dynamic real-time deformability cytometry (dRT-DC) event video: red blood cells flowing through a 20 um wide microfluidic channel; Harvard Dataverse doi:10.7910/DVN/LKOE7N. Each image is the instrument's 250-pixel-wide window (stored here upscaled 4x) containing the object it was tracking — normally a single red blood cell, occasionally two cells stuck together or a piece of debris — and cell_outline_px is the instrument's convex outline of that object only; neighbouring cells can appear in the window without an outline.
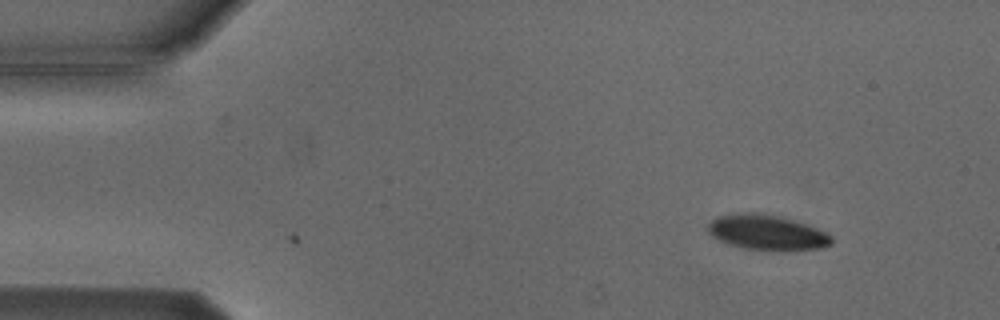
{"species": "Egyptian fruit bat (a non-hibernating species)", "species_latin": "Rousettus aegyptiacus", "temperature_condition": "cold", "stored_images_in_passage": 2, "camera_frame_rate_fps": 3000, "um_per_image_px": 0.085, "animal": {"sex": "male"}, "frame": {"image": 1, "passage_image": 2, "time_ms": 1.0, "image_size_px": [1000, 320], "cell_outline_px": [[832, 244], [820, 248], [796, 252], [776, 252], [744, 248], [728, 244], [712, 236], [708, 232], [708, 224], [716, 216], [736, 212], [752, 212], [776, 216], [792, 220], [816, 228], [832, 236]], "centroid_in_image_um": [65.19, 19.79], "position_along_channel_um": 19.8, "area_um2": 25.72}}